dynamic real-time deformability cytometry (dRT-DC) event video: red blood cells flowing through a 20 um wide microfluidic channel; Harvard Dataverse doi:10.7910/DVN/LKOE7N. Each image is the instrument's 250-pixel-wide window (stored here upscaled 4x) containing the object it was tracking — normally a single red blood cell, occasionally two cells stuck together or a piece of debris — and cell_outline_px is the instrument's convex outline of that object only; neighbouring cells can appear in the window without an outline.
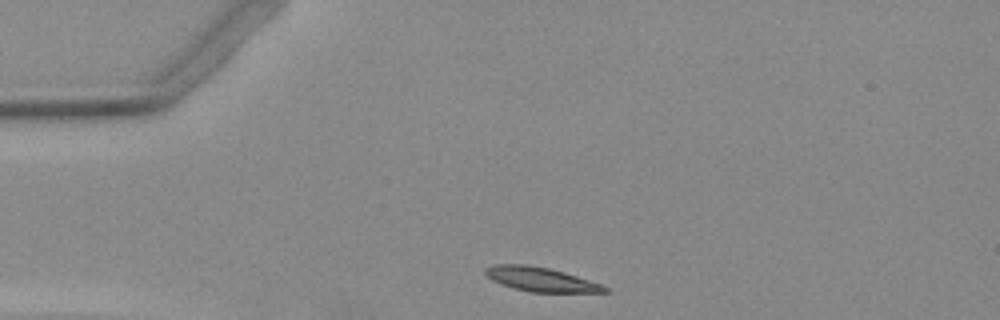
{"species": "Egyptian fruit bat (a non-hibernating species)", "species_latin": "Rousettus aegyptiacus", "temperature_condition": "warm", "stored_images_in_passage": 33, "camera_frame_rate_fps": 3000, "um_per_image_px": 0.085, "animal": {"sex": "female"}, "frame": {"image": 1, "passage_image": 1, "time_ms": 0.0, "image_size_px": [1000, 320], "cell_outline_px": [[608, 292], [528, 292], [512, 288], [492, 280], [484, 272], [484, 268], [496, 264], [528, 264], [548, 268], [564, 272], [604, 284], [608, 288]], "centroid_in_image_um": [45.98, 23.74], "position_along_channel_um": 39.0, "area_um2": 16.94}}
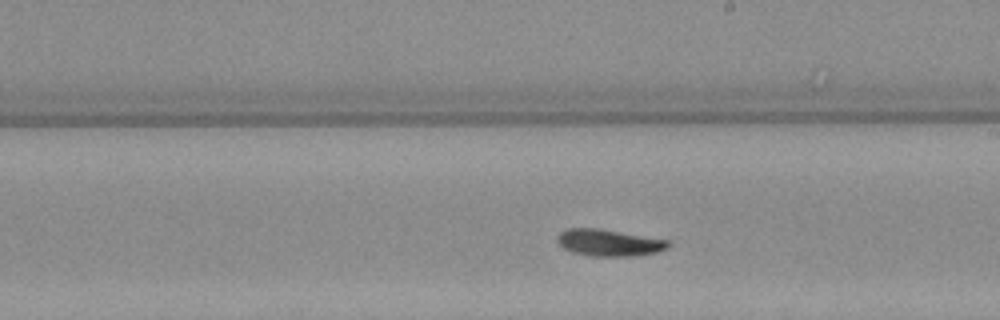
{"frame": {"image": 2, "passage_image": 19, "time_ms": 6.0, "image_size_px": [1000, 320], "cell_outline_px": [[672, 244], [668, 248], [656, 252], [636, 256], [592, 256], [572, 252], [564, 248], [556, 240], [556, 236], [560, 232], [568, 228], [600, 228], [668, 240]], "centroid_in_image_um": [51.76, 20.62], "position_along_channel_um": 237.2, "area_um2": 17.4}}
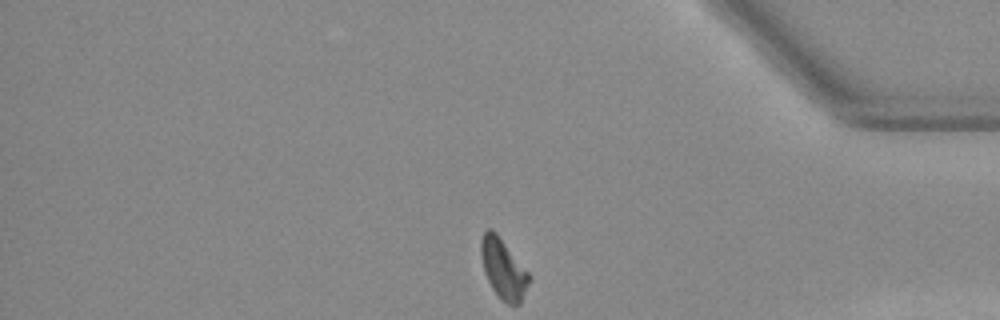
{"frame": {"image": 3, "passage_image": 33, "time_ms": 10.667, "image_size_px": [1000, 320], "cell_outline_px": [[528, 284], [520, 304], [508, 304], [492, 288], [484, 272], [480, 252], [480, 240], [484, 232], [488, 228], [492, 228], [496, 232], [528, 272]], "centroid_in_image_um": [42.74, 22.8], "position_along_channel_um": 392.5, "area_um2": 16.36}}